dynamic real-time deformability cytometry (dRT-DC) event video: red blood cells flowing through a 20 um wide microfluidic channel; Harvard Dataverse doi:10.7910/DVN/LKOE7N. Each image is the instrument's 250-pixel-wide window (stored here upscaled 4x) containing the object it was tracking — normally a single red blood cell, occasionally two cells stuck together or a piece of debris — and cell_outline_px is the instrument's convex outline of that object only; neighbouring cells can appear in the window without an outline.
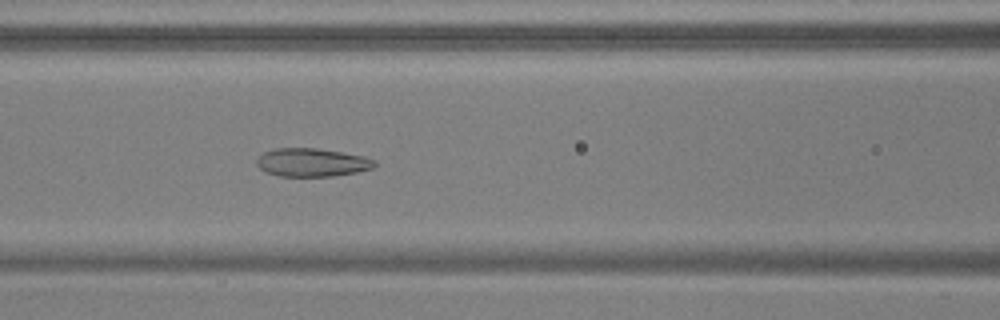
{"species": "common noctule bat (a hibernating species)", "species_latin": "Nyctalus noctula", "temperature_condition": "warm", "stored_images_in_passage": 36, "camera_frame_rate_fps": 3000, "um_per_image_px": 0.085, "animal": {"sex": "male", "body_mass_g": 17.9, "forearm_length_mm": 54.2}, "frame": {"image": 1, "passage_image": 6, "time_ms": 1.667, "image_size_px": [1000, 320], "cell_outline_px": [[376, 164], [372, 168], [356, 172], [332, 176], [280, 176], [264, 172], [256, 164], [256, 160], [264, 152], [276, 148], [316, 148], [364, 156], [376, 160]], "centroid_in_image_um": [26.5, 13.81], "position_along_channel_um": 140.1, "area_um2": 19.36}}
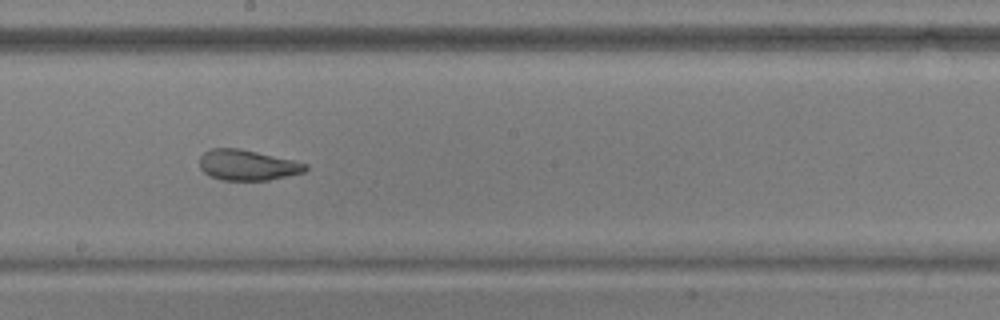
{"frame": {"image": 2, "passage_image": 13, "time_ms": 4.0, "image_size_px": [1000, 320], "cell_outline_px": [[308, 168], [304, 172], [268, 180], [224, 180], [212, 176], [204, 172], [200, 168], [200, 156], [204, 152], [212, 148], [240, 148], [292, 160], [308, 164]], "centroid_in_image_um": [21.03, 14.02], "position_along_channel_um": 227.2, "area_um2": 18.67}}
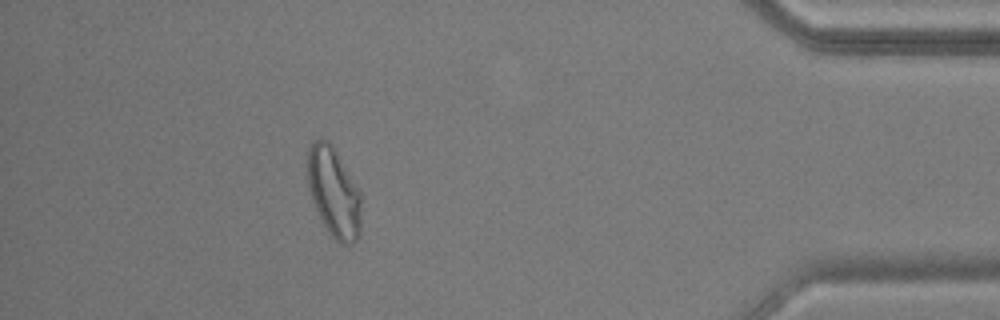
{"frame": {"image": 3, "passage_image": 31, "time_ms": 10.0, "image_size_px": [1000, 320], "cell_outline_px": [[360, 236], [352, 244], [340, 244], [328, 232], [312, 200], [308, 184], [308, 148], [312, 140], [328, 140], [360, 188]], "centroid_in_image_um": [28.39, 16.36], "position_along_channel_um": 406.8, "area_um2": 27.92}}